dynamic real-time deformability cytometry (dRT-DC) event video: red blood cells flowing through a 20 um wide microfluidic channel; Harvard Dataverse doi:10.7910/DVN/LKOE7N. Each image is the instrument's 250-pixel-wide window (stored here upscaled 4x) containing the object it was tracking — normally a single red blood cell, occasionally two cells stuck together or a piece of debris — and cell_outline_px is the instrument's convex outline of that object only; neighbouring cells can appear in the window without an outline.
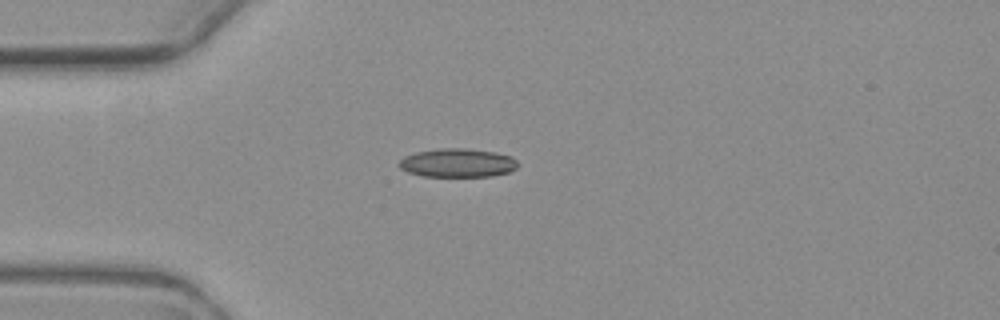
{"species": "common noctule bat (a hibernating species)", "species_latin": "Nyctalus noctula", "temperature_condition": "warm", "stored_images_in_passage": 3, "camera_frame_rate_fps": 3000, "um_per_image_px": 0.085, "animal": {"sex": "female", "body_mass_g": 19.3, "forearm_length_mm": 54.1}, "frame": {"image": 1, "passage_image": 1, "time_ms": 0.0, "image_size_px": [1000, 320], "cell_outline_px": [[516, 168], [508, 172], [492, 176], [420, 176], [408, 172], [400, 168], [396, 164], [404, 156], [416, 152], [436, 148], [464, 148], [496, 152], [512, 156], [516, 160]], "centroid_in_image_um": [38.85, 13.84], "position_along_channel_um": 46.2, "area_um2": 19.94}}
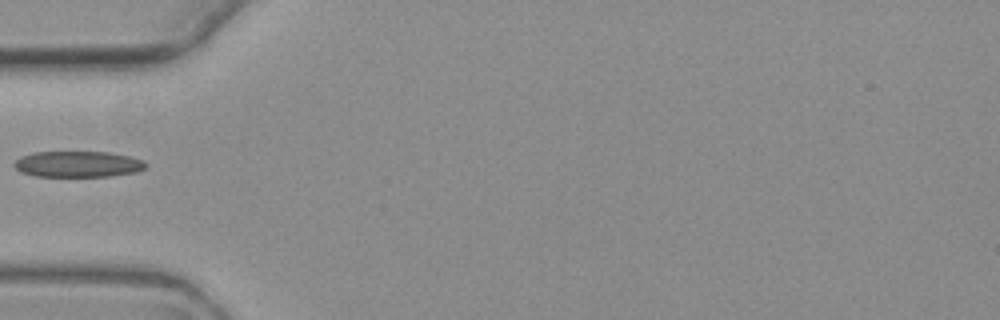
{"frame": {"image": 2, "passage_image": 2, "time_ms": 1.333, "image_size_px": [1000, 320], "cell_outline_px": [[148, 164], [144, 168], [136, 172], [112, 176], [36, 176], [20, 172], [12, 164], [20, 156], [36, 152], [108, 152], [128, 156], [144, 160]], "centroid_in_image_um": [6.62, 13.95], "position_along_channel_um": 78.4, "area_um2": 19.94}}
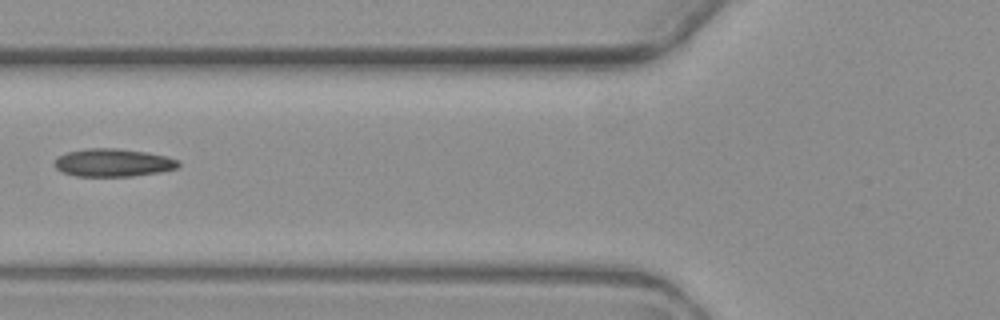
{"frame": {"image": 3, "passage_image": 3, "time_ms": 2.333, "image_size_px": [1000, 320], "cell_outline_px": [[180, 164], [176, 168], [160, 172], [132, 176], [76, 176], [60, 172], [52, 164], [56, 156], [68, 152], [88, 148], [116, 148], [148, 152], [168, 156], [180, 160]], "centroid_in_image_um": [9.59, 13.82], "position_along_channel_um": 116.2, "area_um2": 20.46}}